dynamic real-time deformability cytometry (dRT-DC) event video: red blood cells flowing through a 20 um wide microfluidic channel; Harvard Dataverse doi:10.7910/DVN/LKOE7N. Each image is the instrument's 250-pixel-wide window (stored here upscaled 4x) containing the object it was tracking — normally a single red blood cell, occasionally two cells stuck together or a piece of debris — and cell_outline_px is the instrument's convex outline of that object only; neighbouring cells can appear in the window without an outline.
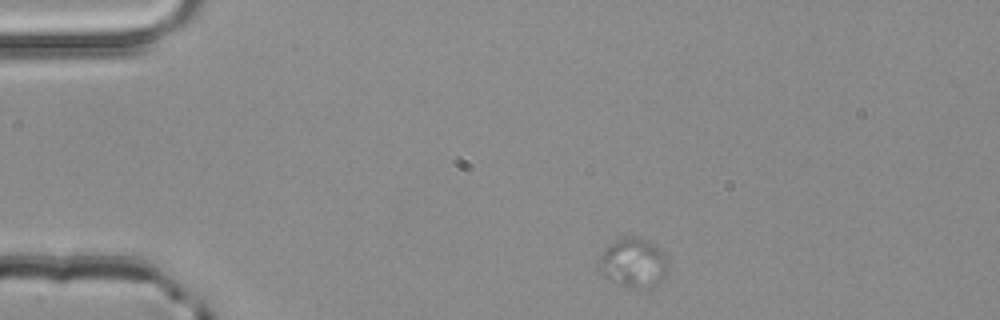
{"species": "common noctule bat (a hibernating species)", "species_latin": "Nyctalus noctula", "temperature_condition": "room temperature", "stored_images_in_passage": 2, "camera_frame_rate_fps": 3000, "um_per_image_px": 0.085, "animal": {"sex": "male", "body_mass_g": 20.4}, "frame": {"image": 1, "passage_image": 1, "time_ms": 0.0, "image_size_px": [1000, 320], "cell_outline_px": [[668, 264], [664, 276], [648, 292], [628, 288], [604, 276], [600, 268], [600, 256], [604, 248], [612, 240], [624, 236], [640, 236], [648, 240], [664, 252], [668, 256]], "centroid_in_image_um": [53.87, 22.34], "position_along_channel_um": 31.1, "area_um2": 20.46}}